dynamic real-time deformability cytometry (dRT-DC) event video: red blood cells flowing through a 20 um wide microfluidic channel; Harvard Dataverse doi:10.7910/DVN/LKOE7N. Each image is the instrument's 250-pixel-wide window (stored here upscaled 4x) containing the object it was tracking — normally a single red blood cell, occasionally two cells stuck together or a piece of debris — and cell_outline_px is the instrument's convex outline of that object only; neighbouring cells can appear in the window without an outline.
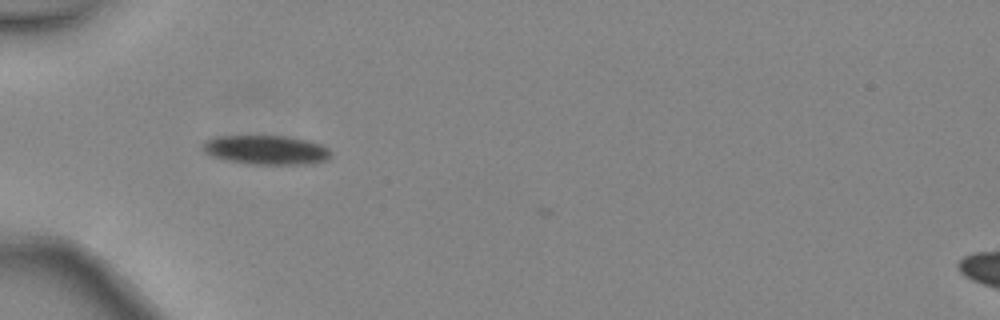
{"species": "common noctule bat (a hibernating species)", "species_latin": "Nyctalus noctula", "temperature_condition": "warm", "stored_images_in_passage": 4, "camera_frame_rate_fps": 3000, "um_per_image_px": 0.085, "animal": {"sex": "female", "body_mass_g": 24.6, "forearm_length_mm": 56.2}, "frame": {"image": 1, "passage_image": 2, "time_ms": 0.333, "image_size_px": [1000, 320], "cell_outline_px": [[332, 156], [328, 160], [312, 164], [248, 164], [224, 160], [212, 156], [204, 152], [200, 144], [204, 140], [212, 136], [284, 136], [308, 140], [320, 144], [328, 148], [332, 152]], "centroid_in_image_um": [22.6, 12.74], "position_along_channel_um": 62.4, "area_um2": 22.25}}